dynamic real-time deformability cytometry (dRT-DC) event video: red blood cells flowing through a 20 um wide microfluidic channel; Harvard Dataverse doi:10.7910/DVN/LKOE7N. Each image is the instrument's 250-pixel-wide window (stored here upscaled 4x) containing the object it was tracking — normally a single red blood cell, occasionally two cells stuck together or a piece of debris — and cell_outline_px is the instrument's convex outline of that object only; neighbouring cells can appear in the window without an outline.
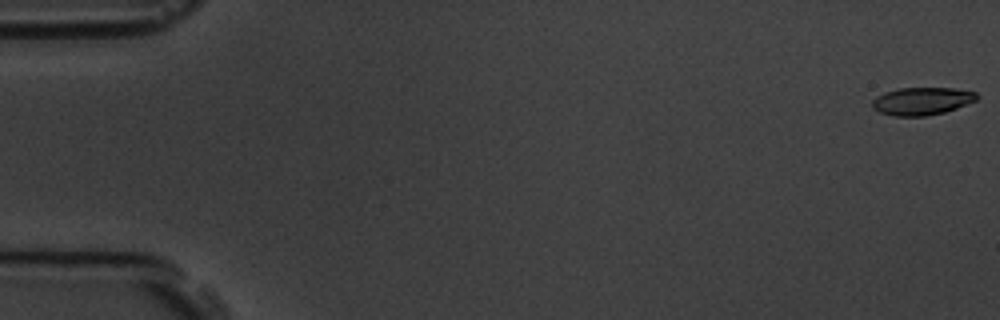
{"species": "common noctule bat (a hibernating species)", "species_latin": "Nyctalus noctula", "temperature_condition": "room temperature", "stored_images_in_passage": 9, "camera_frame_rate_fps": 3000, "um_per_image_px": 0.085, "animal": {"sex": "male", "body_mass_g": 19.5, "forearm_length_mm": 54.6}, "frame": {"image": 1, "passage_image": 1, "time_ms": 0.0, "image_size_px": [1000, 320], "cell_outline_px": [[980, 96], [976, 100], [956, 108], [944, 112], [924, 116], [896, 116], [880, 112], [872, 108], [872, 100], [876, 96], [884, 92], [900, 88], [952, 88], [976, 92]], "centroid_in_image_um": [78.35, 8.59], "position_along_channel_um": 6.7, "area_um2": 16.82}}
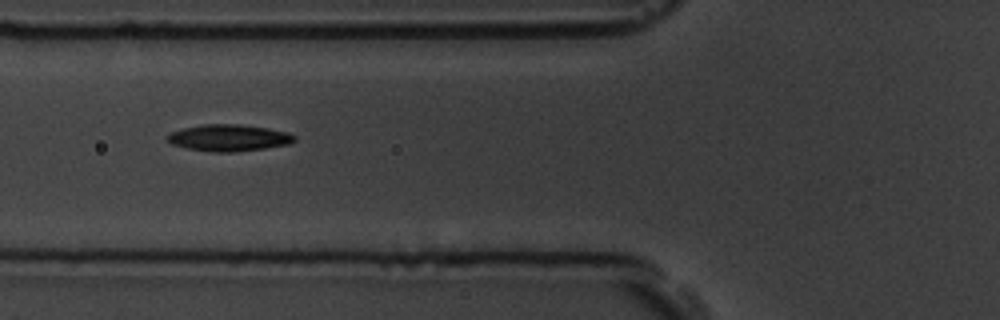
{"frame": {"image": 2, "passage_image": 7, "time_ms": 6.667, "image_size_px": [1000, 320], "cell_outline_px": [[296, 140], [288, 144], [264, 148], [236, 152], [212, 152], [188, 148], [172, 144], [164, 136], [172, 132], [184, 128], [204, 124], [240, 124], [268, 128], [288, 132], [296, 136]], "centroid_in_image_um": [19.46, 11.71], "position_along_channel_um": 106.3, "area_um2": 19.71}}
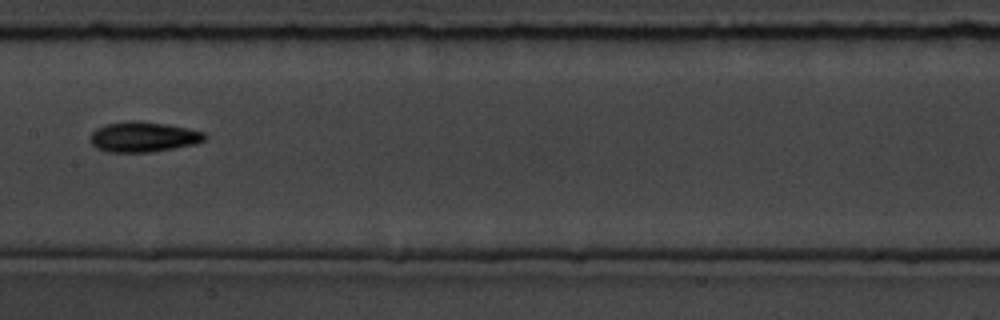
{"frame": {"image": 3, "passage_image": 9, "time_ms": 9.0, "image_size_px": [1000, 320], "cell_outline_px": [[208, 136], [204, 140], [196, 144], [152, 152], [108, 152], [96, 148], [88, 140], [88, 136], [96, 128], [104, 124], [128, 120], [140, 120], [188, 128], [204, 132]], "centroid_in_image_um": [12.14, 11.63], "position_along_channel_um": 195.3, "area_um2": 20.52}}